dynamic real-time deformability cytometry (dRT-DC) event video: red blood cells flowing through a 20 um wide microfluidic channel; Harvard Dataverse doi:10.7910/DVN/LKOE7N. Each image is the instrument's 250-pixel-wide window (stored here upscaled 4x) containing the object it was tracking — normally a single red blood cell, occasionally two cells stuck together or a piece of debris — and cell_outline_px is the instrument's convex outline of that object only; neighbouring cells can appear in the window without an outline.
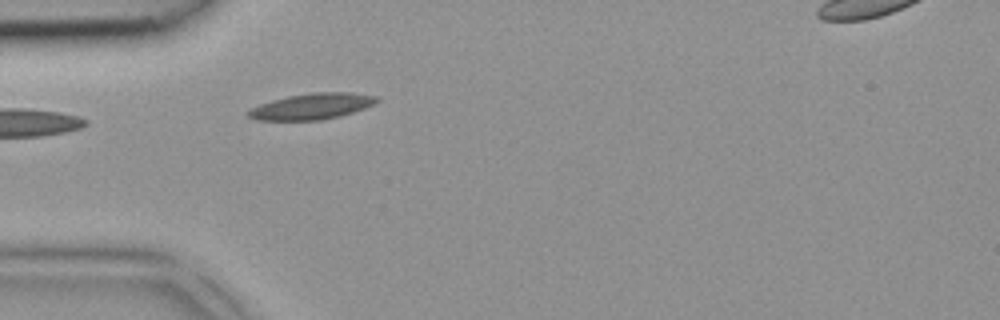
{"species": "common noctule bat (a hibernating species)", "species_latin": "Nyctalus noctula", "temperature_condition": "room temperature", "stored_images_in_passage": 5, "segment_of_instrument_passage": [1, 2], "camera_frame_rate_fps": 3000, "um_per_image_px": 0.085, "animal": {"sex": "female", "body_mass_g": 18.4}, "frame": {"image": 1, "passage_image": 4, "time_ms": 1.0, "image_size_px": [1000, 320], "cell_outline_px": [[380, 100], [364, 108], [340, 116], [320, 120], [256, 120], [248, 116], [244, 112], [260, 104], [272, 100], [288, 96], [312, 92], [352, 92], [380, 96]], "centroid_in_image_um": [26.52, 9.03], "position_along_channel_um": 58.5, "area_um2": 19.54}}